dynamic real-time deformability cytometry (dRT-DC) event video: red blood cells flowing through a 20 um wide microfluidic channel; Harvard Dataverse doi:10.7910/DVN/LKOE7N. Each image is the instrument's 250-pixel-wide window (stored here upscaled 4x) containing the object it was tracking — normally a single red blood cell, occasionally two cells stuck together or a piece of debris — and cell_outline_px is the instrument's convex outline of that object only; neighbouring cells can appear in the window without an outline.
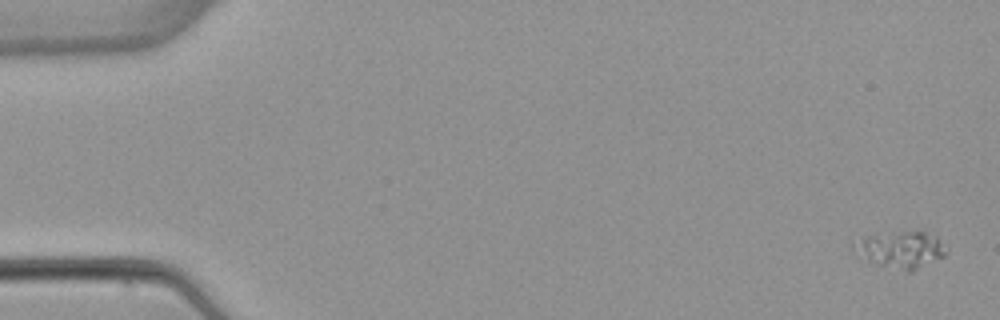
{"species": "common noctule bat (a hibernating species)", "species_latin": "Nyctalus noctula", "temperature_condition": "warm", "stored_images_in_passage": 4, "camera_frame_rate_fps": 3000, "um_per_image_px": 0.085, "animal": {"sex": "female", "body_mass_g": 22.7, "forearm_length_mm": 54.2}, "frame": {"image": 1, "passage_image": 1, "time_ms": 0.0, "image_size_px": [1000, 320], "cell_outline_px": [[948, 252], [944, 256], [912, 272], [908, 272], [880, 264], [856, 256], [852, 248], [868, 236], [892, 232], [924, 232], [936, 236], [948, 248]], "centroid_in_image_um": [76.64, 21.23], "position_along_channel_um": 8.4, "area_um2": 19.36}}